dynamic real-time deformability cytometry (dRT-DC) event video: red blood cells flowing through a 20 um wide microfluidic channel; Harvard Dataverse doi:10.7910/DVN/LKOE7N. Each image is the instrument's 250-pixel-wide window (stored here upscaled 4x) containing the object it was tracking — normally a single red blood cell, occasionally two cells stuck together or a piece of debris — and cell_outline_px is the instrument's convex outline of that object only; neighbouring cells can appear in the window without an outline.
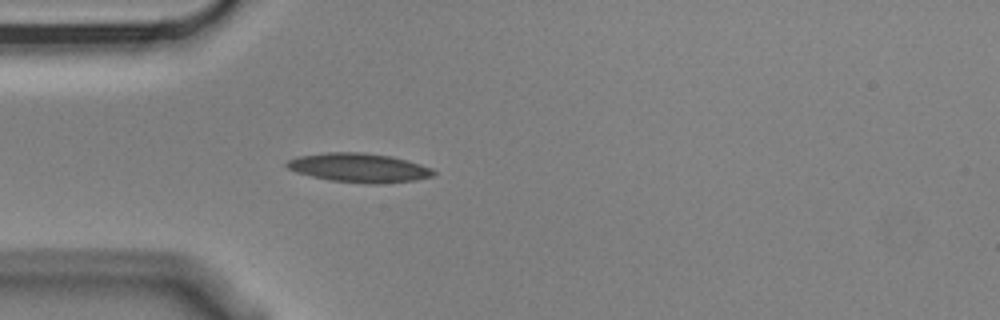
{"species": "Egyptian fruit bat (a non-hibernating species)", "species_latin": "Rousettus aegyptiacus", "temperature_condition": "cold", "stored_images_in_passage": 4, "camera_frame_rate_fps": 3000, "um_per_image_px": 0.085, "animal": {"sex": "male"}, "frame": {"image": 1, "passage_image": 4, "time_ms": 1.0, "image_size_px": [1000, 320], "cell_outline_px": [[436, 172], [432, 176], [416, 180], [380, 184], [368, 184], [332, 180], [312, 176], [296, 172], [288, 168], [284, 164], [288, 160], [296, 156], [328, 152], [360, 152], [392, 156], [420, 164], [432, 168]], "centroid_in_image_um": [30.51, 14.25], "position_along_channel_um": 54.5, "area_um2": 24.85}}